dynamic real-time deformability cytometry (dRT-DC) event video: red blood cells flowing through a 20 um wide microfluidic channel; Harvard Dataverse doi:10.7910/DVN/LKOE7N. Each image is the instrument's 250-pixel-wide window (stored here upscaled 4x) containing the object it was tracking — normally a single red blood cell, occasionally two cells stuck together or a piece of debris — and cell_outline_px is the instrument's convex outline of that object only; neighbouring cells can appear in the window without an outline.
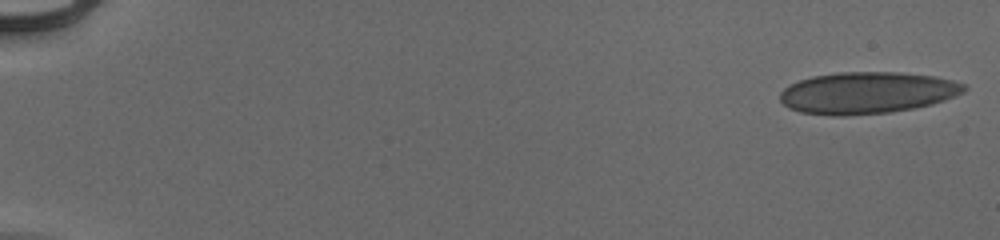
{"species": "human", "species_latin": "Homo sapiens", "temperature_condition": "cold", "stored_images_in_passage": 53, "camera_frame_rate_fps": 3000, "um_per_image_px": 0.085, "donor": {"sex": "male"}, "frame": {"image": 1, "passage_image": 1, "time_ms": 0.0, "image_size_px": [1000, 240], "cell_outline_px": [[968, 88], [964, 92], [956, 96], [932, 104], [912, 108], [888, 112], [844, 116], [832, 116], [800, 112], [788, 108], [780, 100], [780, 92], [784, 88], [800, 80], [812, 76], [840, 72], [900, 72], [936, 76], [952, 80], [964, 84]], "centroid_in_image_um": [73.71, 7.89], "position_along_channel_um": 11.3, "area_um2": 44.85}}
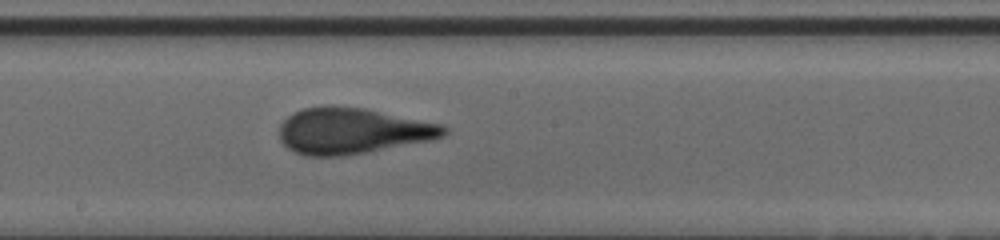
{"frame": {"image": 2, "passage_image": 31, "time_ms": 10.0, "image_size_px": [1000, 240], "cell_outline_px": [[448, 132], [444, 136], [436, 140], [368, 152], [340, 156], [308, 156], [296, 152], [288, 148], [280, 140], [280, 124], [292, 112], [300, 108], [328, 104], [332, 104], [364, 108], [444, 124], [448, 128]], "centroid_in_image_um": [29.99, 11.11], "position_along_channel_um": 218.2, "area_um2": 44.91}}
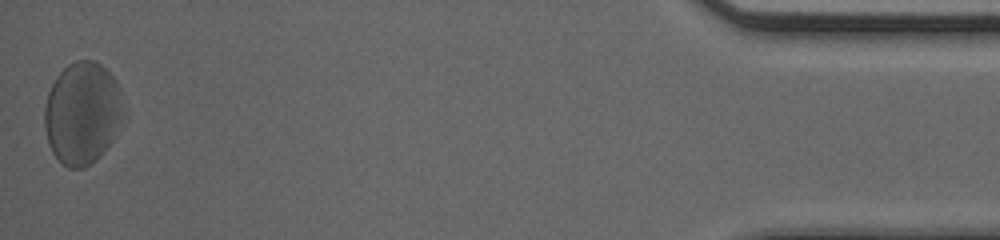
{"frame": {"image": 3, "passage_image": 53, "time_ms": 17.333, "image_size_px": [1000, 240], "cell_outline_px": [[120, 120], [112, 140], [104, 152], [96, 160], [84, 168], [68, 168], [52, 152], [48, 144], [44, 128], [44, 108], [48, 92], [56, 76], [68, 64], [76, 60], [92, 60], [100, 64], [112, 76], [120, 88]], "centroid_in_image_um": [6.94, 9.62], "position_along_channel_um": 428.3, "area_um2": 46.59}, "authors_computed_cell_mechanics": {"area_um2": 43.4656, "velocity_mm_per_s": 3.9192, "shape_relaxation_time_tau1_ms": 4.4173, "shape_relaxation_time_tau2_ms": null, "deformation_change_tau1": 0.1372, "deformation_change_tau2": null}}